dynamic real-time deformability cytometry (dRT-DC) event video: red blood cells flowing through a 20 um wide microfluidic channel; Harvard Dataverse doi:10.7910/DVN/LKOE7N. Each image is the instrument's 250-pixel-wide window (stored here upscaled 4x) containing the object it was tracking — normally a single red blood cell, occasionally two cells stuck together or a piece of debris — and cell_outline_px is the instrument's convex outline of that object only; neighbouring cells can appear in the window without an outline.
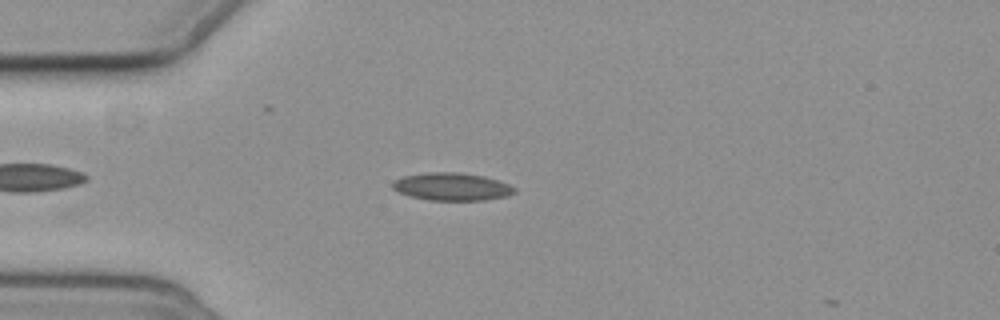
{"species": "common noctule bat (a hibernating species)", "species_latin": "Nyctalus noctula", "temperature_condition": "cold", "stored_images_in_passage": 5, "camera_frame_rate_fps": 3000, "um_per_image_px": 0.085, "animal": {"sex": "female", "body_mass_g": 19.3, "forearm_length_mm": 54.1}, "frame": {"image": 1, "passage_image": 4, "time_ms": 4.333, "image_size_px": [1000, 320], "cell_outline_px": [[516, 192], [508, 196], [484, 200], [428, 200], [396, 192], [392, 188], [392, 184], [396, 180], [404, 176], [428, 172], [456, 172], [484, 176], [508, 184], [516, 188]], "centroid_in_image_um": [38.41, 15.87], "position_along_channel_um": 46.6, "area_um2": 19.59}}